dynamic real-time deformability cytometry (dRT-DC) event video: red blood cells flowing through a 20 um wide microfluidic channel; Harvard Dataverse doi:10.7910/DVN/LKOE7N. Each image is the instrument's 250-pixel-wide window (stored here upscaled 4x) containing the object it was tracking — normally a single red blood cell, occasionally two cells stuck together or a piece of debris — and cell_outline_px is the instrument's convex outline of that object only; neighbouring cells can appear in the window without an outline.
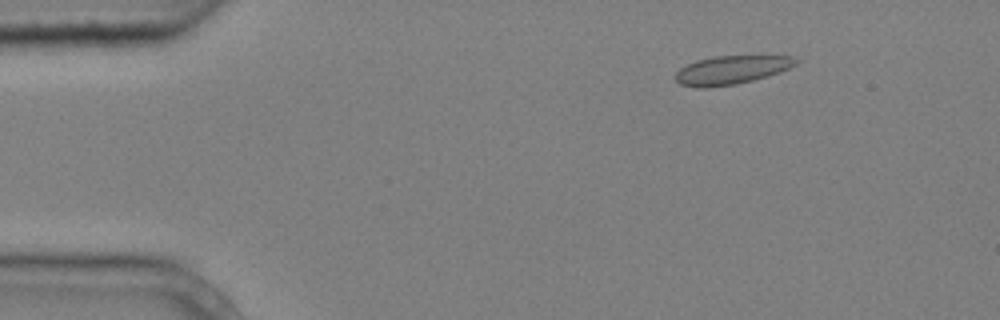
{"species": "common noctule bat (a hibernating species)", "species_latin": "Nyctalus noctula", "temperature_condition": "cold", "stored_images_in_passage": 5, "camera_frame_rate_fps": 3000, "um_per_image_px": 0.085, "animal": {"sex": "male", "body_mass_g": 20.4}, "frame": {"image": 1, "passage_image": 3, "time_ms": 0.667, "image_size_px": [1000, 320], "cell_outline_px": [[800, 60], [796, 64], [780, 72], [752, 80], [736, 84], [704, 88], [696, 88], [680, 84], [676, 80], [676, 72], [680, 68], [696, 60], [716, 56], [792, 56]], "centroid_in_image_um": [62.15, 5.95], "position_along_channel_um": 22.8, "area_um2": 19.88}}